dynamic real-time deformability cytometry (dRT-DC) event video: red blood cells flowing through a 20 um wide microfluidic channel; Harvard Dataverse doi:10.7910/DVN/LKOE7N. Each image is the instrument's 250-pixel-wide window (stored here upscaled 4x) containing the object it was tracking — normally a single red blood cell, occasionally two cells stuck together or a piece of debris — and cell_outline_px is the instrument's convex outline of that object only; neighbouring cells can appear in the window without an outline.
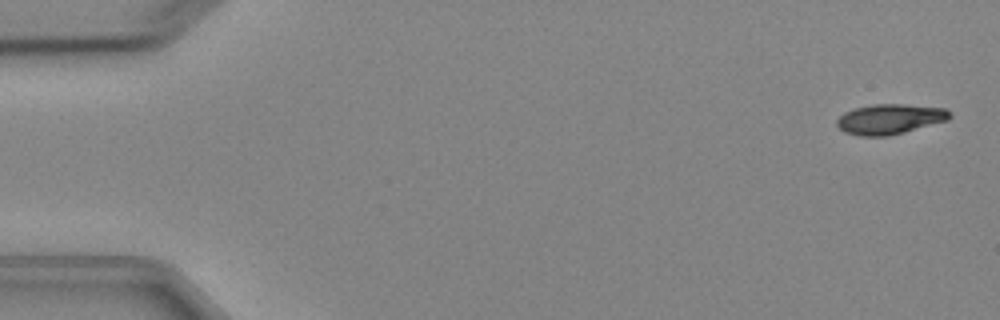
{"species": "Egyptian fruit bat (a non-hibernating species)", "species_latin": "Rousettus aegyptiacus", "temperature_condition": "cold", "stored_images_in_passage": 4, "camera_frame_rate_fps": 3000, "um_per_image_px": 0.085, "animal": {"sex": "female"}, "frame": {"image": 1, "passage_image": 1, "time_ms": 0.0, "image_size_px": [1000, 320], "cell_outline_px": [[952, 116], [948, 120], [904, 132], [888, 136], [860, 136], [844, 132], [836, 124], [836, 120], [844, 112], [852, 108], [872, 104], [904, 104], [944, 108], [952, 112]], "centroid_in_image_um": [75.62, 10.11], "position_along_channel_um": 9.4, "area_um2": 19.94}}
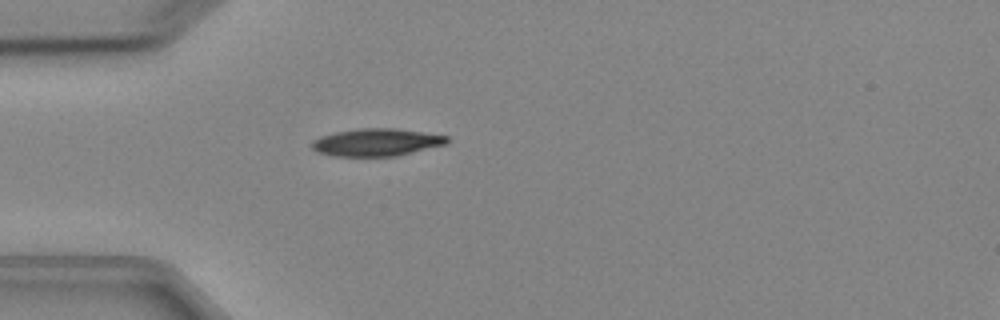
{"frame": {"image": 2, "passage_image": 4, "time_ms": 4.333, "image_size_px": [1000, 320], "cell_outline_px": [[448, 144], [396, 156], [332, 156], [316, 152], [312, 148], [312, 140], [320, 136], [336, 132], [360, 128], [396, 128], [448, 136]], "centroid_in_image_um": [31.99, 12.1], "position_along_channel_um": 53.0, "area_um2": 21.73}}